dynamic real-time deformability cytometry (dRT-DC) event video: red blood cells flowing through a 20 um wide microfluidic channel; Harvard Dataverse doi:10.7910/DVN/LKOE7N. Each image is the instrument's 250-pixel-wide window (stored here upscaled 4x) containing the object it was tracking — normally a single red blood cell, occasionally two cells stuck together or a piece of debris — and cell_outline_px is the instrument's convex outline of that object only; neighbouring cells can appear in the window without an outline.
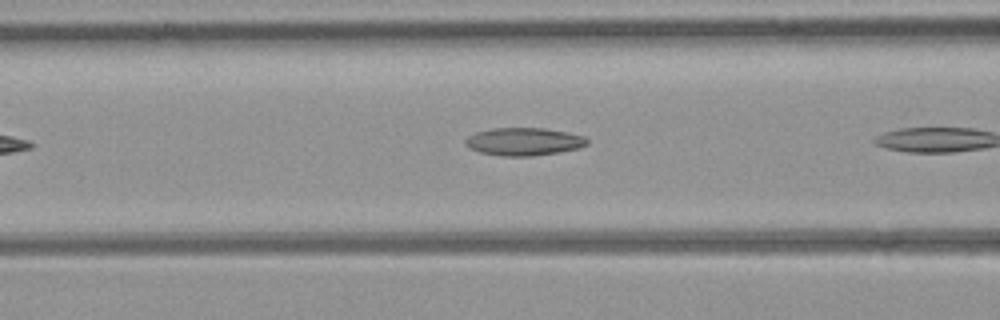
{"species": "common noctule bat (a hibernating species)", "species_latin": "Nyctalus noctula", "temperature_condition": "room temperature", "stored_images_in_passage": 7, "camera_frame_rate_fps": 3000, "um_per_image_px": 0.085, "animal": {"sex": "female", "body_mass_g": 21.9}, "frame": {"image": 1, "passage_image": 6, "time_ms": 1.667, "image_size_px": [1000, 320], "cell_outline_px": [[588, 144], [580, 148], [560, 152], [532, 156], [500, 156], [480, 152], [468, 148], [464, 144], [464, 140], [468, 136], [476, 132], [492, 128], [544, 128], [568, 132], [584, 136], [588, 140]], "centroid_in_image_um": [44.52, 12.04], "position_along_channel_um": 122.1, "area_um2": 19.94}}